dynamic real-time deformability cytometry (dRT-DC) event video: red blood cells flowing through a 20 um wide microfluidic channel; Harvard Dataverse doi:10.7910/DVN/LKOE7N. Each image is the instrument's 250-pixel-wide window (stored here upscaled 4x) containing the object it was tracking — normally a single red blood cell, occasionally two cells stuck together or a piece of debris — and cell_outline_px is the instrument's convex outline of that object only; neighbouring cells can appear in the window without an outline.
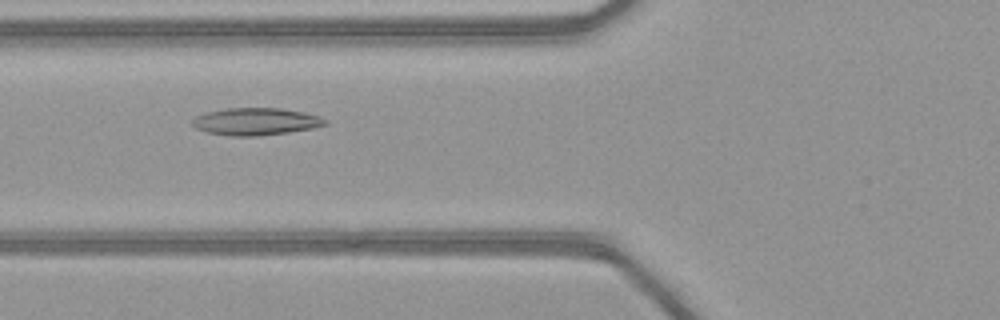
{"species": "common noctule bat (a hibernating species)", "species_latin": "Nyctalus noctula", "temperature_condition": "warm", "stored_images_in_passage": 47, "camera_frame_rate_fps": 3000, "um_per_image_px": 0.085, "animal": {"sex": "female", "body_mass_g": 21.9}, "frame": {"image": 1, "passage_image": 17, "time_ms": 5.333, "image_size_px": [1000, 320], "cell_outline_px": [[328, 124], [312, 128], [288, 132], [256, 136], [232, 136], [208, 132], [196, 128], [192, 124], [192, 120], [196, 116], [208, 112], [228, 108], [280, 108], [304, 112], [320, 116], [328, 120]], "centroid_in_image_um": [21.78, 10.32], "position_along_channel_um": 104.0, "area_um2": 20.98}}
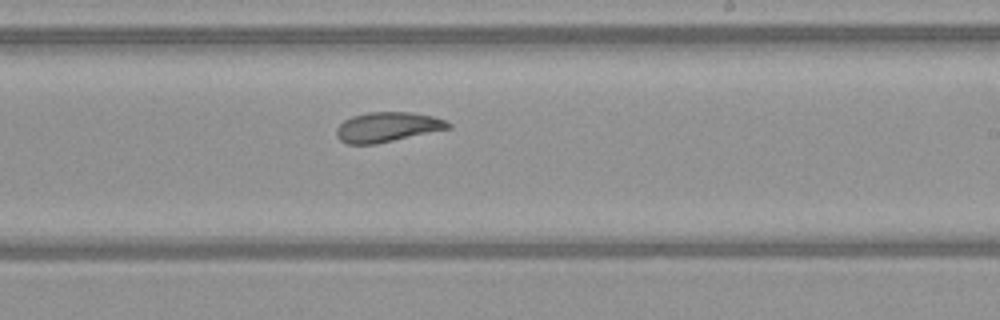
{"frame": {"image": 2, "passage_image": 28, "time_ms": 9.0, "image_size_px": [1000, 320], "cell_outline_px": [[452, 128], [376, 144], [348, 144], [340, 140], [336, 136], [336, 128], [344, 120], [352, 116], [368, 112], [412, 112], [436, 116], [452, 124]], "centroid_in_image_um": [32.95, 10.79], "position_along_channel_um": 256.1, "area_um2": 19.59}}
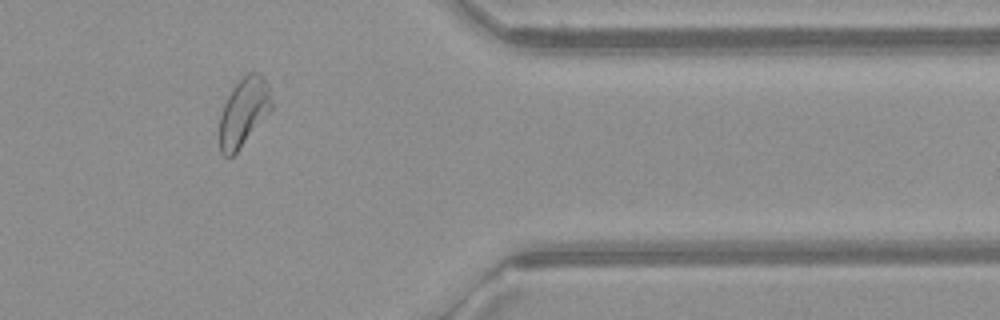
{"frame": {"image": 3, "passage_image": 39, "time_ms": 12.667, "image_size_px": [1000, 320], "cell_outline_px": [[272, 108], [236, 152], [232, 156], [224, 156], [220, 152], [220, 116], [224, 104], [232, 88], [248, 72], [260, 72], [264, 76], [268, 84], [272, 100]], "centroid_in_image_um": [20.72, 9.48], "position_along_channel_um": 390.7, "area_um2": 20.4}, "authors_computed_cell_mechanics": {"area_um2": 21.7906, "velocity_mm_per_s": 4.1342, "shape_relaxation_time_tau1_ms": null, "shape_relaxation_time_tau2_ms": 2.5364, "deformation_change_tau1": null, "deformation_change_tau2": 0.0969}}